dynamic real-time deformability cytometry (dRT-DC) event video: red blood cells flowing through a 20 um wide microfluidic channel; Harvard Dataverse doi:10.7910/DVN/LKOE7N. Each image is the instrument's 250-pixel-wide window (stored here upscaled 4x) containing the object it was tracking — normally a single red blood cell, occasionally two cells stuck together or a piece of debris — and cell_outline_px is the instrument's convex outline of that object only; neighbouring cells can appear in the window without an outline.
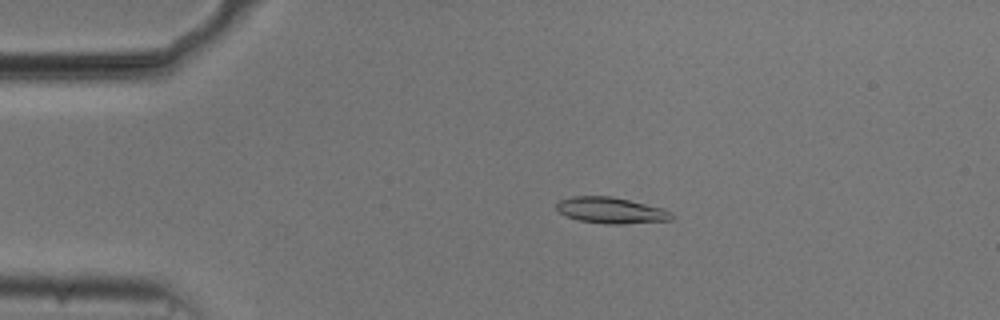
{"species": "common noctule bat (a hibernating species)", "species_latin": "Nyctalus noctula", "temperature_condition": "cold", "stored_images_in_passage": 54, "camera_frame_rate_fps": 3000, "um_per_image_px": 0.085, "animal": {"sex": "male", "body_mass_g": 20.5, "forearm_length_mm": 52.5}, "frame": {"image": 1, "passage_image": 11, "time_ms": 3.333, "image_size_px": [1000, 320], "cell_outline_px": [[672, 220], [624, 224], [604, 224], [580, 220], [568, 216], [560, 212], [556, 208], [556, 204], [560, 200], [572, 196], [608, 196], [628, 200], [664, 208], [672, 212]], "centroid_in_image_um": [51.96, 17.88], "position_along_channel_um": 33.0, "area_um2": 17.4}}
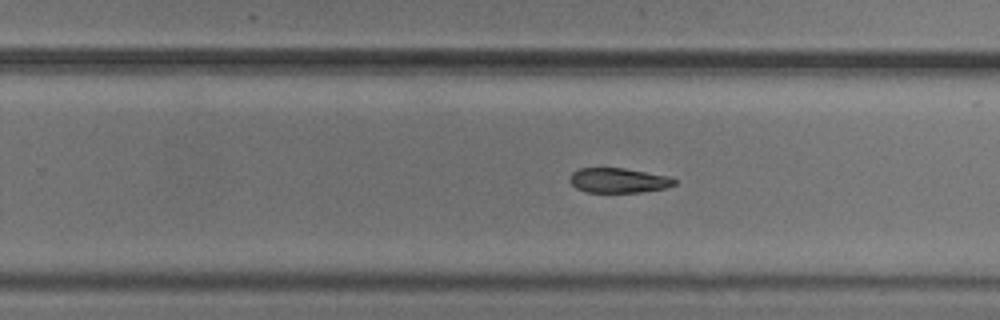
{"frame": {"image": 2, "passage_image": 34, "time_ms": 11.0, "image_size_px": [1000, 320], "cell_outline_px": [[676, 184], [664, 188], [640, 192], [588, 192], [576, 188], [568, 180], [568, 176], [572, 172], [580, 168], [624, 168], [668, 176], [676, 180]], "centroid_in_image_um": [52.53, 15.33], "position_along_channel_um": 277.3, "area_um2": 15.09}}
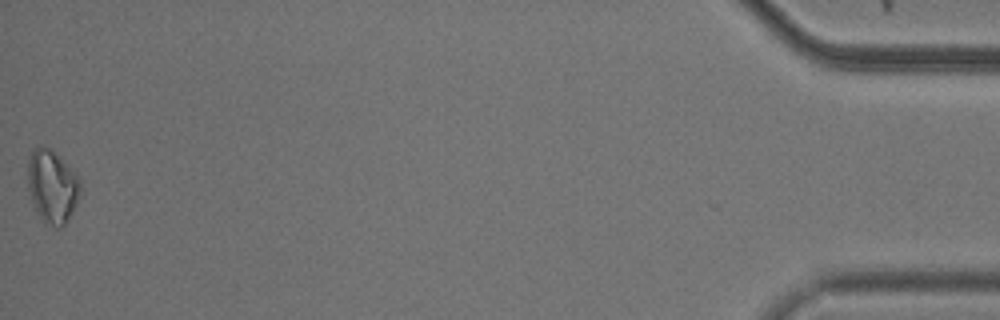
{"frame": {"image": 3, "passage_image": 54, "time_ms": 17.667, "image_size_px": [1000, 320], "cell_outline_px": [[80, 192], [76, 204], [72, 212], [64, 224], [60, 228], [56, 228], [44, 220], [36, 212], [28, 188], [28, 160], [32, 152], [40, 144], [48, 148], [60, 156], [80, 180]], "centroid_in_image_um": [4.43, 15.83], "position_along_channel_um": 430.8, "area_um2": 21.96}, "authors_computed_cell_mechanics": {"area_um2": 16.8776, "velocity_mm_per_s": 3.7416, "shape_relaxation_time_tau1_ms": 3.0856, "shape_relaxation_time_tau2_ms": null, "deformation_change_tau1": 0.1019, "deformation_change_tau2": null}}